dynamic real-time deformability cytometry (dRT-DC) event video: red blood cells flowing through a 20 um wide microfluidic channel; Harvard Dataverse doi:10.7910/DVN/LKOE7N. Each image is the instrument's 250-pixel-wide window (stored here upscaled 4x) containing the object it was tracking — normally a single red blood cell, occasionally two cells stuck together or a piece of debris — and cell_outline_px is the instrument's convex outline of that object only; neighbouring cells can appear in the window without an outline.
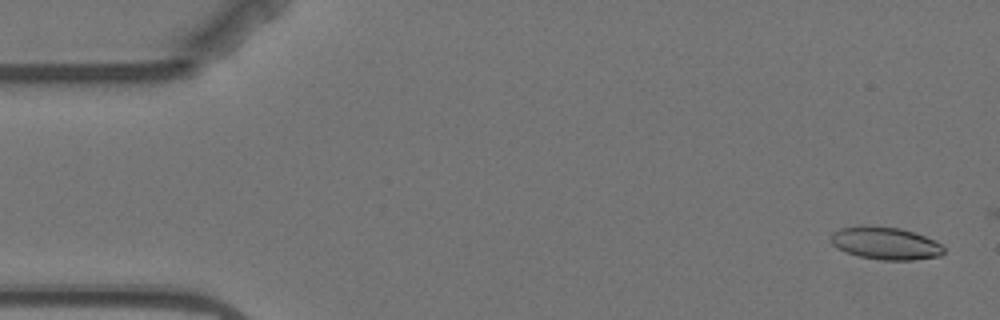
{"species": "Egyptian fruit bat (a non-hibernating species)", "species_latin": "Rousettus aegyptiacus", "temperature_condition": "warm", "stored_images_in_passage": 4, "camera_frame_rate_fps": 3000, "um_per_image_px": 0.085, "animal": {"sex": "female"}, "frame": {"image": 1, "passage_image": 1, "time_ms": 0.0, "image_size_px": [1000, 320], "cell_outline_px": [[944, 252], [940, 256], [912, 260], [884, 260], [860, 256], [844, 252], [832, 244], [832, 232], [840, 228], [900, 228], [924, 236], [940, 244], [944, 248]], "centroid_in_image_um": [75.29, 20.72], "position_along_channel_um": 9.7, "area_um2": 20.52}}